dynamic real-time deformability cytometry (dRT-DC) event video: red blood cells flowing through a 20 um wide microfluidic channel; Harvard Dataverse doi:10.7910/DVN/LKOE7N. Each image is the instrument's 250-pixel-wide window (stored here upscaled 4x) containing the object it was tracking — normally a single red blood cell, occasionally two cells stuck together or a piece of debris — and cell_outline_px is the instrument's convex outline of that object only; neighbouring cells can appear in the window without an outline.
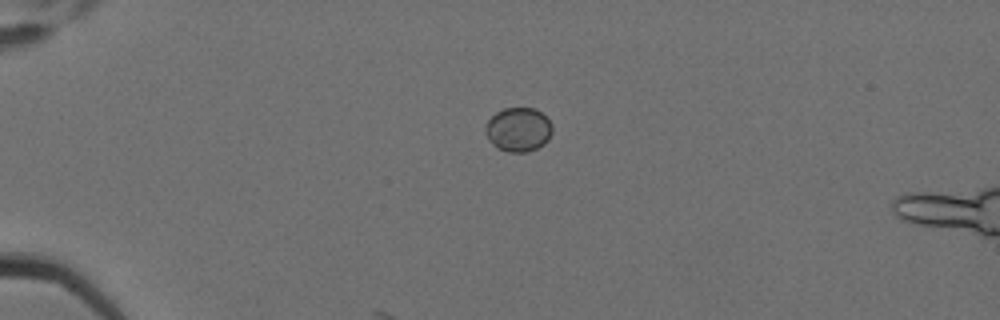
{"species": "Egyptian fruit bat (a non-hibernating species)", "species_latin": "Rousettus aegyptiacus", "temperature_condition": "cold", "stored_images_in_passage": 6, "camera_frame_rate_fps": 3000, "um_per_image_px": 0.085, "animal": {"sex": "female"}, "frame": {"image": 1, "passage_image": 6, "time_ms": 1.667, "image_size_px": [1000, 320], "cell_outline_px": [[552, 132], [548, 140], [544, 144], [528, 152], [508, 152], [496, 148], [488, 140], [484, 132], [484, 128], [488, 120], [496, 112], [504, 108], [536, 108], [552, 124]], "centroid_in_image_um": [44.03, 11.02], "position_along_channel_um": 41.0, "area_um2": 17.34}}